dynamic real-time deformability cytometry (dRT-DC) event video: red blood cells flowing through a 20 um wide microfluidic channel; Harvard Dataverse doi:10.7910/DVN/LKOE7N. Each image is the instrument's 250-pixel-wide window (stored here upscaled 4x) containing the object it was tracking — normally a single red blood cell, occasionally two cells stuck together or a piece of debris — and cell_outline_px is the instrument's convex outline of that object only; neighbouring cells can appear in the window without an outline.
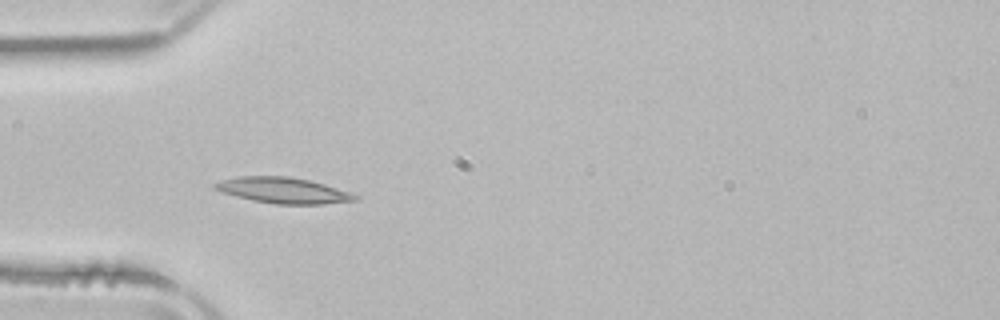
{"species": "common noctule bat (a hibernating species)", "species_latin": "Nyctalus noctula", "temperature_condition": "room temperature", "stored_images_in_passage": 4, "camera_frame_rate_fps": 3000, "um_per_image_px": 0.085, "animal": {"sex": "male", "body_mass_g": 21.5, "forearm_length_mm": 52.0}, "frame": {"image": 1, "passage_image": 4, "time_ms": 4.0, "image_size_px": [1000, 320], "cell_outline_px": [[360, 196], [356, 200], [324, 204], [276, 204], [252, 200], [236, 196], [224, 192], [216, 188], [212, 184], [220, 180], [240, 176], [288, 176], [308, 180], [324, 184]], "centroid_in_image_um": [24.07, 16.18], "position_along_channel_um": 60.9, "area_um2": 20.81}}